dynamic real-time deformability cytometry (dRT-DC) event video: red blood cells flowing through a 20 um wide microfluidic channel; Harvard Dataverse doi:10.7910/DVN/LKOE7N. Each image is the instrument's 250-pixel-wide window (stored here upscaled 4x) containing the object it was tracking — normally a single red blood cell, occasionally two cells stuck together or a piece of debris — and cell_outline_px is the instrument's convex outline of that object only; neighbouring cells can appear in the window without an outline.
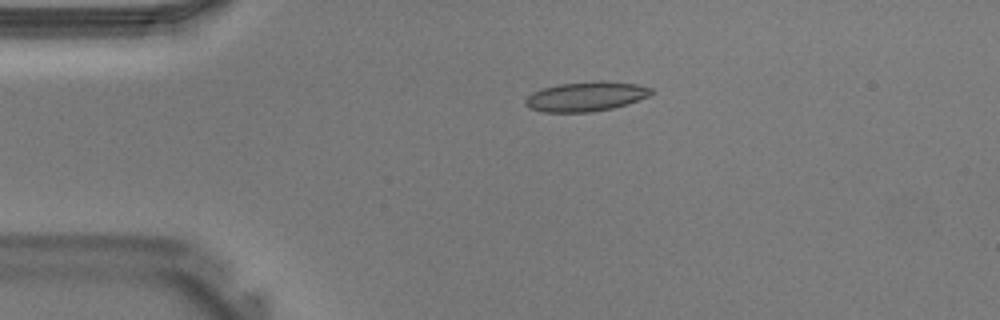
{"species": "Egyptian fruit bat (a non-hibernating species)", "species_latin": "Rousettus aegyptiacus", "temperature_condition": "warm", "stored_images_in_passage": 33, "camera_frame_rate_fps": 3000, "um_per_image_px": 0.085, "animal": {"sex": "male"}, "frame": {"image": 1, "passage_image": 1, "time_ms": 0.0, "image_size_px": [1000, 320], "cell_outline_px": [[656, 92], [648, 96], [628, 104], [612, 108], [592, 112], [544, 112], [528, 108], [524, 104], [524, 100], [532, 92], [544, 88], [560, 84], [600, 80], [608, 80], [636, 84], [652, 88]], "centroid_in_image_um": [49.83, 8.2], "position_along_channel_um": 35.2, "area_um2": 21.91}}
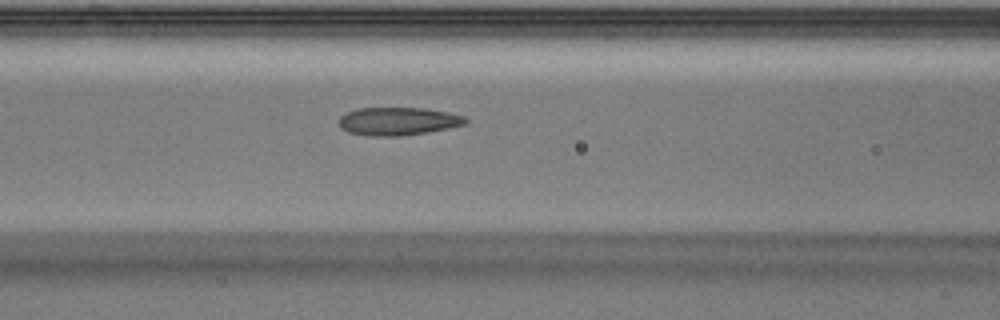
{"frame": {"image": 2, "passage_image": 9, "time_ms": 2.667, "image_size_px": [1000, 320], "cell_outline_px": [[468, 124], [428, 132], [396, 136], [368, 136], [348, 132], [340, 128], [340, 116], [356, 108], [424, 108], [448, 112], [464, 116], [468, 120]], "centroid_in_image_um": [33.85, 10.3], "position_along_channel_um": 132.8, "area_um2": 20.69}}
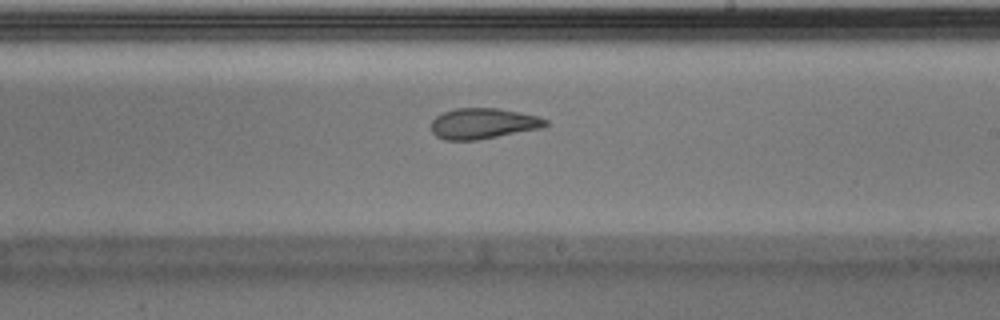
{"frame": {"image": 3, "passage_image": 16, "time_ms": 5.0, "image_size_px": [1000, 320], "cell_outline_px": [[548, 124], [544, 128], [476, 140], [444, 140], [436, 136], [432, 132], [432, 120], [436, 116], [444, 112], [456, 108], [496, 108], [520, 112], [536, 116], [548, 120]], "centroid_in_image_um": [41.08, 10.5], "position_along_channel_um": 247.9, "area_um2": 20.46}}